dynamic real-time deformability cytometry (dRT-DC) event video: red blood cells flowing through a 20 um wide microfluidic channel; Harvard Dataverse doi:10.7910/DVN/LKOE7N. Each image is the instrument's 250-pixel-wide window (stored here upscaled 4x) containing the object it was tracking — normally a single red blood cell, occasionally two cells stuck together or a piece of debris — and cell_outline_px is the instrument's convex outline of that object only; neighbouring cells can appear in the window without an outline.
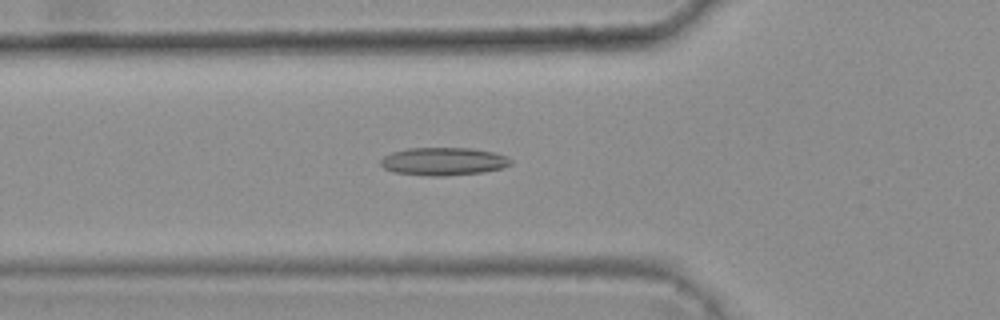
{"species": "common noctule bat (a hibernating species)", "species_latin": "Nyctalus noctula", "temperature_condition": "warm", "stored_images_in_passage": 32, "camera_frame_rate_fps": 3000, "um_per_image_px": 0.085, "animal": {"sex": "female", "body_mass_g": 25.1}, "frame": {"image": 1, "passage_image": 4, "time_ms": 1.0, "image_size_px": [1000, 320], "cell_outline_px": [[512, 164], [500, 168], [484, 172], [444, 176], [432, 176], [392, 172], [384, 168], [380, 164], [380, 160], [384, 156], [392, 152], [408, 148], [472, 148], [492, 152], [504, 156], [512, 160]], "centroid_in_image_um": [37.66, 13.72], "position_along_channel_um": 88.1, "area_um2": 21.1}}
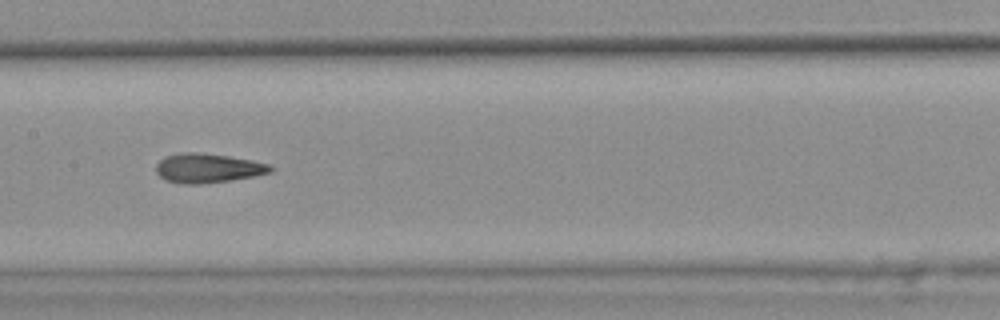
{"frame": {"image": 2, "passage_image": 12, "time_ms": 3.667, "image_size_px": [1000, 320], "cell_outline_px": [[272, 172], [252, 176], [228, 180], [200, 184], [180, 184], [164, 180], [156, 172], [156, 164], [164, 156], [180, 152], [200, 152], [228, 156], [252, 160], [268, 164], [272, 168]], "centroid_in_image_um": [17.6, 14.28], "position_along_channel_um": 189.8, "area_um2": 19.54}}
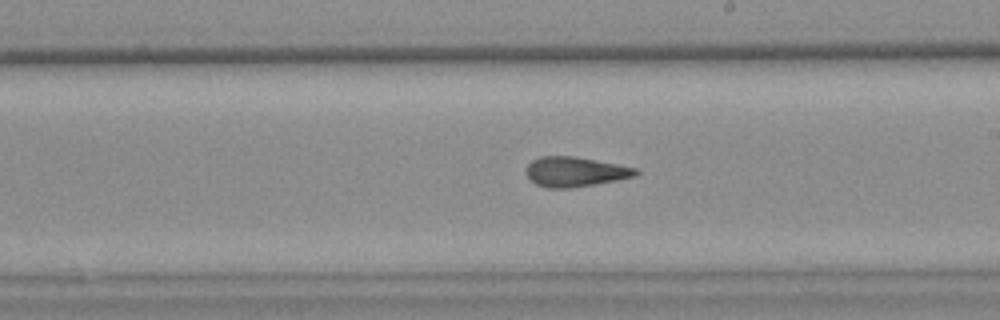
{"frame": {"image": 3, "passage_image": 16, "time_ms": 5.0, "image_size_px": [1000, 320], "cell_outline_px": [[640, 172], [636, 176], [596, 184], [572, 188], [544, 188], [536, 184], [524, 172], [528, 164], [532, 160], [540, 156], [576, 156], [636, 168]], "centroid_in_image_um": [48.86, 14.6], "position_along_channel_um": 240.1, "area_um2": 19.13}, "authors_computed_cell_mechanics": {"area_um2": 19.1607, "velocity_mm_per_s": 3.7975, "shape_relaxation_time_tau1_ms": null, "shape_relaxation_time_tau2_ms": 2.5151, "deformation_change_tau1": null, "deformation_change_tau2": 0.1284}}